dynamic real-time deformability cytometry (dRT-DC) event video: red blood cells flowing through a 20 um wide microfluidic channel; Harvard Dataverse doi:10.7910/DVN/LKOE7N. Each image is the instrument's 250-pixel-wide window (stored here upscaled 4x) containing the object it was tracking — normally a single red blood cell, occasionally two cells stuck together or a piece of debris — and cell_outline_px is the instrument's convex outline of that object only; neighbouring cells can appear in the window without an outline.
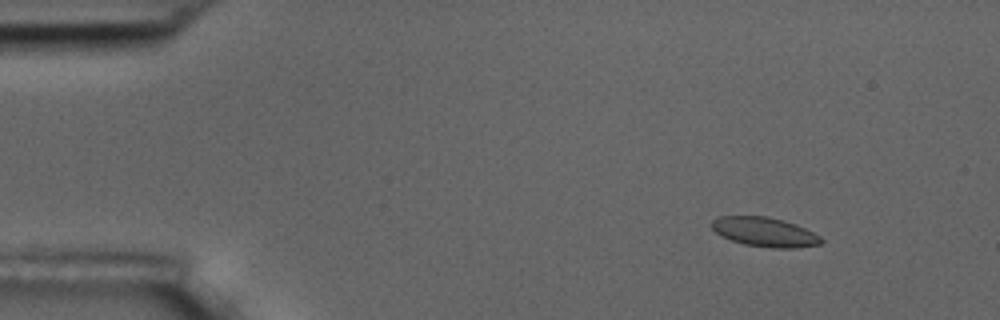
{"species": "common noctule bat (a hibernating species)", "species_latin": "Nyctalus noctula", "temperature_condition": "room temperature", "stored_images_in_passage": 5, "camera_frame_rate_fps": 3000, "um_per_image_px": 0.085, "animal": {"sex": "male", "body_mass_g": 17.5, "forearm_length_mm": 52.3}, "frame": {"image": 1, "passage_image": 2, "time_ms": 1.333, "image_size_px": [1000, 320], "cell_outline_px": [[824, 240], [820, 244], [796, 248], [772, 248], [744, 244], [720, 236], [712, 228], [712, 220], [720, 216], [768, 216], [784, 220], [796, 224], [820, 236]], "centroid_in_image_um": [65.0, 19.72], "position_along_channel_um": 20.0, "area_um2": 18.73}}
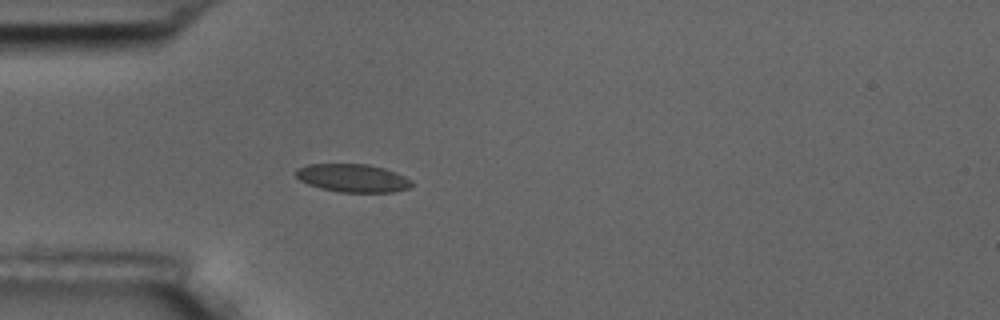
{"frame": {"image": 2, "passage_image": 5, "time_ms": 4.667, "image_size_px": [1000, 320], "cell_outline_px": [[412, 184], [408, 188], [392, 192], [340, 192], [320, 188], [308, 184], [300, 180], [296, 176], [296, 168], [308, 164], [368, 164], [384, 168], [396, 172], [412, 180]], "centroid_in_image_um": [29.97, 15.13], "position_along_channel_um": 55.0, "area_um2": 18.96}}